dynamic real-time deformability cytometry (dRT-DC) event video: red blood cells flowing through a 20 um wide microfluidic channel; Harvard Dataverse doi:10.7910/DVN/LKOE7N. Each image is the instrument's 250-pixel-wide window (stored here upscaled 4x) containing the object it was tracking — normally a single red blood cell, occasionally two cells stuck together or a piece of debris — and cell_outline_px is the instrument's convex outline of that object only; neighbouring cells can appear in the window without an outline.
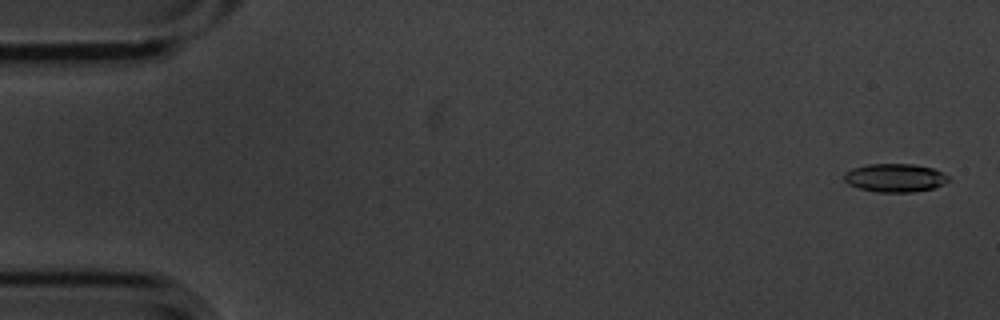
{"species": "common noctule bat (a hibernating species)", "species_latin": "Nyctalus noctula", "temperature_condition": "cold", "stored_images_in_passage": 4, "camera_frame_rate_fps": 3000, "um_per_image_px": 0.085, "animal": {"sex": "male", "body_mass_g": 20.1, "forearm_length_mm": 53.5}, "frame": {"image": 1, "passage_image": 1, "time_ms": 0.0, "image_size_px": [1000, 320], "cell_outline_px": [[952, 180], [932, 188], [912, 192], [876, 192], [860, 188], [848, 184], [844, 180], [844, 172], [852, 168], [868, 164], [912, 164], [932, 168], [948, 176]], "centroid_in_image_um": [76.05, 15.11], "position_along_channel_um": 9.0, "area_um2": 17.17}}
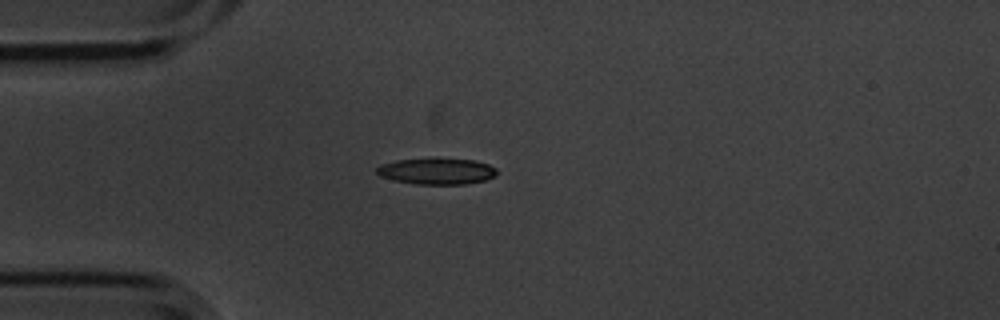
{"frame": {"image": 2, "passage_image": 4, "time_ms": 1.0, "image_size_px": [1000, 320], "cell_outline_px": [[496, 176], [484, 180], [464, 184], [416, 184], [392, 180], [380, 176], [376, 172], [376, 168], [380, 164], [396, 160], [476, 160], [488, 164], [496, 168]], "centroid_in_image_um": [37.1, 14.58], "position_along_channel_um": 47.9, "area_um2": 17.92}}